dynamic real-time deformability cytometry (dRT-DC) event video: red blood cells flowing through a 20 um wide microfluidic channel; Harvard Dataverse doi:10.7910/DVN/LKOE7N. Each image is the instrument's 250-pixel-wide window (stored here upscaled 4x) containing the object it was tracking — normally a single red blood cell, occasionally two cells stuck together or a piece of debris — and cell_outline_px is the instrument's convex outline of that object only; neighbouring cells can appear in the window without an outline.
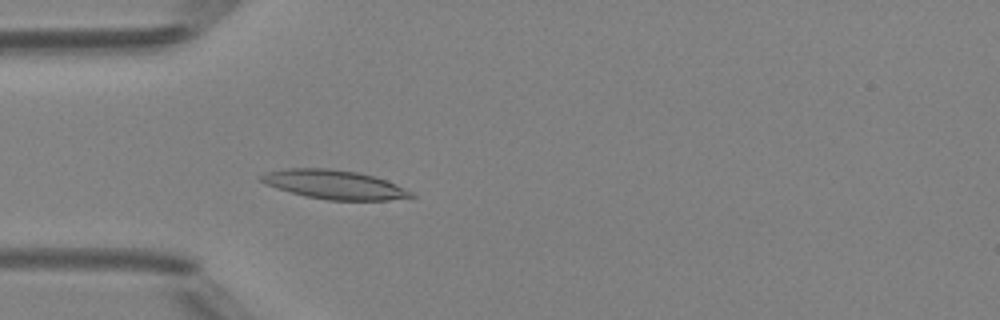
{"species": "Egyptian fruit bat (a non-hibernating species)", "species_latin": "Rousettus aegyptiacus", "temperature_condition": "room temperature", "stored_images_in_passage": 32, "camera_frame_rate_fps": 3000, "um_per_image_px": 0.085, "animal": {"sex": "female"}, "frame": {"image": 1, "passage_image": 2, "time_ms": 0.333, "image_size_px": [1000, 320], "cell_outline_px": [[416, 196], [388, 200], [328, 200], [304, 196], [276, 188], [264, 184], [256, 176], [264, 172], [288, 168], [328, 168], [356, 172], [372, 176], [396, 184], [412, 192]], "centroid_in_image_um": [28.33, 15.68], "position_along_channel_um": 56.7, "area_um2": 25.32}}
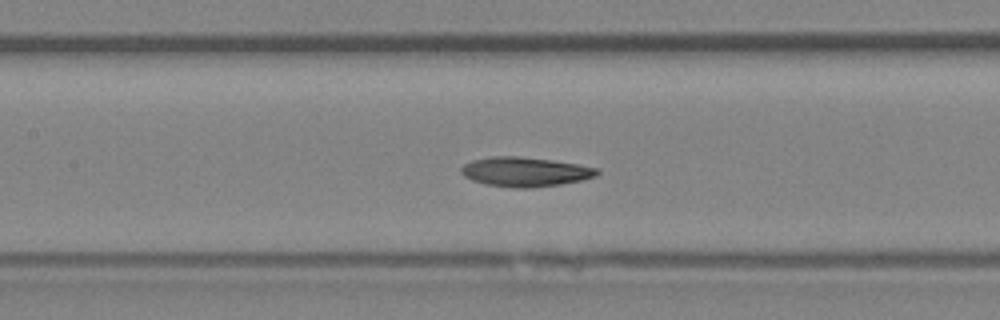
{"frame": {"image": 2, "passage_image": 10, "time_ms": 3.0, "image_size_px": [1000, 320], "cell_outline_px": [[600, 172], [596, 176], [580, 180], [560, 184], [528, 188], [512, 188], [484, 184], [472, 180], [464, 176], [460, 172], [460, 168], [464, 164], [472, 160], [492, 156], [520, 156], [552, 160], [600, 168]], "centroid_in_image_um": [44.61, 14.6], "position_along_channel_um": 162.8, "area_um2": 23.41}}
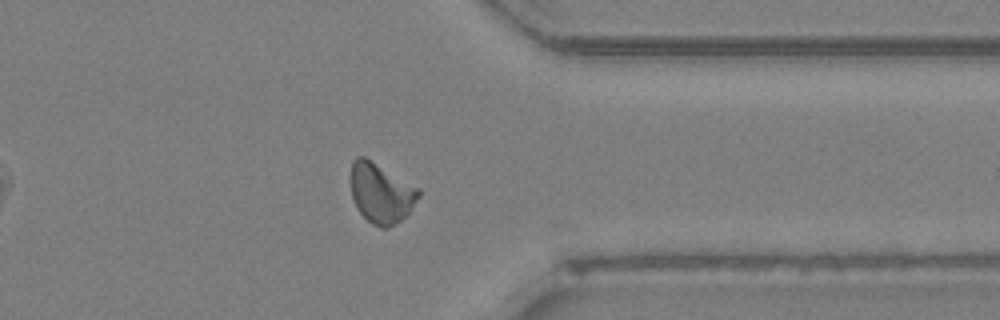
{"frame": {"image": 3, "passage_image": 26, "time_ms": 8.333, "image_size_px": [1000, 320], "cell_outline_px": [[420, 196], [408, 212], [400, 220], [388, 228], [380, 228], [372, 224], [356, 208], [352, 196], [352, 160], [356, 156], [364, 156], [420, 188]], "centroid_in_image_um": [32.39, 16.4], "position_along_channel_um": 379.0, "area_um2": 23.47}}